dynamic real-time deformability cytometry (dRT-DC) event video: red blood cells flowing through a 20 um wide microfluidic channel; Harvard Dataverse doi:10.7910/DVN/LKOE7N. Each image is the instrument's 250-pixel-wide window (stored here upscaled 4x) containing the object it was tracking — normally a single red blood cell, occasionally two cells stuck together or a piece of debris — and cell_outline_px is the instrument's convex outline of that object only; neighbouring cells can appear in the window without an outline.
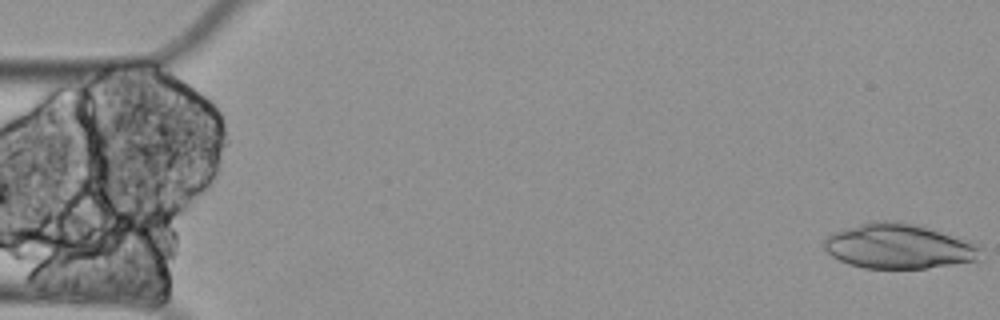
{"species": "Egyptian fruit bat (a non-hibernating species)", "species_latin": "Rousettus aegyptiacus", "temperature_condition": "cold", "stored_images_in_passage": 18, "camera_frame_rate_fps": 3000, "um_per_image_px": 0.085, "animal": {"sex": "female"}, "frame": {"image": 1, "passage_image": 1, "time_ms": 0.0, "image_size_px": [1000, 320], "cell_outline_px": [[980, 260], [924, 268], [864, 268], [848, 264], [832, 256], [824, 248], [824, 236], [860, 224], [880, 220], [896, 220], [916, 224], [968, 240], [976, 244], [980, 248]], "centroid_in_image_um": [76.38, 20.93], "position_along_channel_um": 8.6, "area_um2": 40.69}}